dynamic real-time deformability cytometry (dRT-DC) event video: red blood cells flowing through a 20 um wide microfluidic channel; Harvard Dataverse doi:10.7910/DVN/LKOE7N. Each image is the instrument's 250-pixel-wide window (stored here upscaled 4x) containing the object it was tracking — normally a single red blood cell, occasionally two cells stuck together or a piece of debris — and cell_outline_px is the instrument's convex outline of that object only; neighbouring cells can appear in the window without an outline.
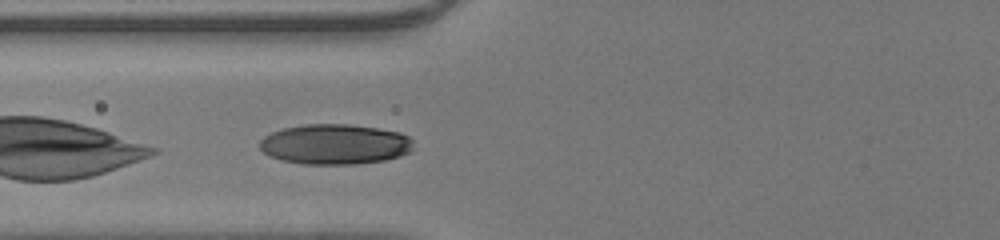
{"species": "human", "species_latin": "Homo sapiens", "temperature_condition": "room temperature", "stored_images_in_passage": 25, "camera_frame_rate_fps": 3000, "um_per_image_px": 0.085, "donor": {"sex": "male"}, "frame": {"image": 1, "passage_image": 3, "time_ms": 0.667, "image_size_px": [1000, 240], "cell_outline_px": [[412, 152], [400, 156], [384, 160], [356, 164], [304, 164], [280, 160], [268, 156], [260, 148], [260, 140], [264, 136], [272, 132], [284, 128], [304, 124], [348, 124], [376, 128], [400, 132], [408, 136], [412, 140]], "centroid_in_image_um": [28.46, 12.26], "position_along_channel_um": 97.3, "area_um2": 36.18}}
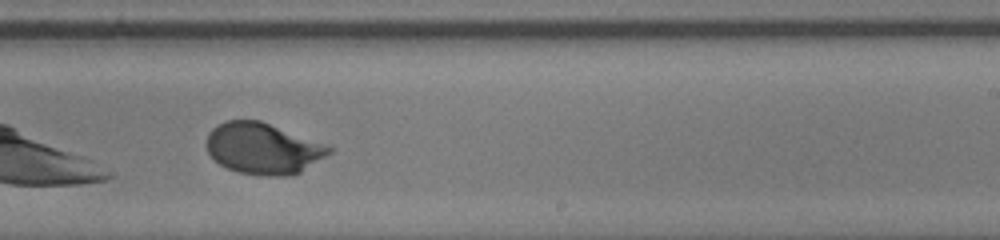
{"frame": {"image": 2, "passage_image": 15, "time_ms": 4.667, "image_size_px": [1000, 240], "cell_outline_px": [[336, 148], [332, 152], [300, 172], [292, 176], [264, 176], [240, 172], [228, 168], [220, 164], [208, 152], [204, 144], [208, 132], [216, 124], [228, 120], [260, 120], [328, 144]], "centroid_in_image_um": [22.37, 12.61], "position_along_channel_um": 266.6, "area_um2": 36.93}}
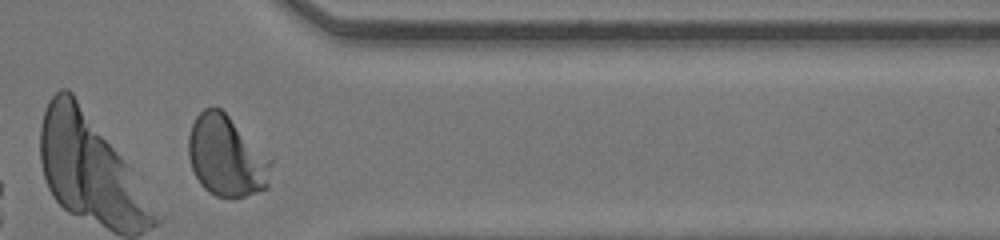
{"frame": {"image": 3, "passage_image": 24, "time_ms": 7.667, "image_size_px": [1000, 240], "cell_outline_px": [[272, 160], [268, 188], [232, 200], [216, 196], [208, 192], [200, 184], [192, 168], [188, 156], [188, 136], [192, 124], [196, 116], [204, 108], [220, 108], [272, 156]], "centroid_in_image_um": [19.27, 13.3], "position_along_channel_um": 392.1, "area_um2": 39.54}, "authors_computed_cell_mechanics": {"area_um2": 36.3562, "velocity_mm_per_s": 4.2469, "shape_relaxation_time_tau1_ms": 2.3865, "shape_relaxation_time_tau2_ms": null, "deformation_change_tau1": 0.1558, "deformation_change_tau2": null}}